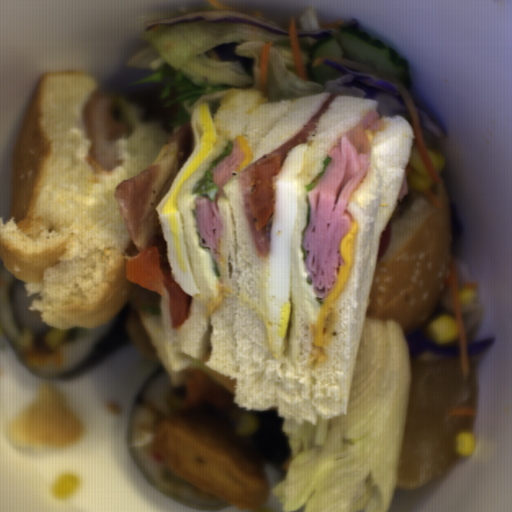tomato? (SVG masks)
<instances>
[{
    "instance_id": "512abeb7",
    "label": "tomato",
    "mask_w": 512,
    "mask_h": 512,
    "mask_svg": "<svg viewBox=\"0 0 512 512\" xmlns=\"http://www.w3.org/2000/svg\"><path fill=\"white\" fill-rule=\"evenodd\" d=\"M125 277L160 295L168 290L172 328H178L188 318L190 296L182 290L172 276L168 258L167 241L157 240L155 245L127 261Z\"/></svg>"
},
{
    "instance_id": "da07e99c",
    "label": "tomato",
    "mask_w": 512,
    "mask_h": 512,
    "mask_svg": "<svg viewBox=\"0 0 512 512\" xmlns=\"http://www.w3.org/2000/svg\"><path fill=\"white\" fill-rule=\"evenodd\" d=\"M281 161V155H276L263 161L252 171L250 209L256 232L267 224L271 215L274 216L276 190L273 178L282 169Z\"/></svg>"
}]
</instances>
